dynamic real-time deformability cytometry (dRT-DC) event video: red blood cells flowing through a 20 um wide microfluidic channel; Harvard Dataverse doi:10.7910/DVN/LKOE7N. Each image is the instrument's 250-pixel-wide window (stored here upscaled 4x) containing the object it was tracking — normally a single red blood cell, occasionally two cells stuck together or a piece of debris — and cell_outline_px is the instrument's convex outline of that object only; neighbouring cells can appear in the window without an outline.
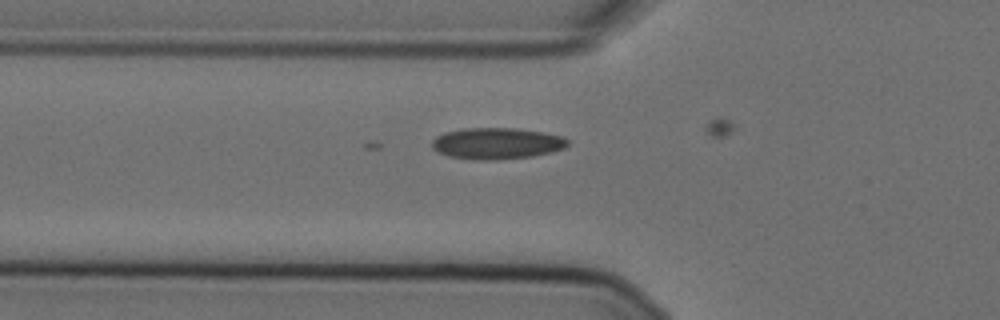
{"species": "Egyptian fruit bat (a non-hibernating species)", "species_latin": "Rousettus aegyptiacus", "temperature_condition": "cold", "stored_images_in_passage": 3, "camera_frame_rate_fps": 3000, "um_per_image_px": 0.085, "animal": {"sex": "female"}, "frame": {"image": 1, "passage_image": 3, "time_ms": 0.667, "image_size_px": [1000, 320], "cell_outline_px": [[568, 144], [564, 148], [552, 152], [532, 156], [496, 160], [472, 160], [448, 156], [436, 152], [432, 148], [432, 140], [436, 136], [444, 132], [464, 128], [516, 128], [564, 136], [568, 140]], "centroid_in_image_um": [42.19, 12.19], "position_along_channel_um": 83.6, "area_um2": 25.03}}